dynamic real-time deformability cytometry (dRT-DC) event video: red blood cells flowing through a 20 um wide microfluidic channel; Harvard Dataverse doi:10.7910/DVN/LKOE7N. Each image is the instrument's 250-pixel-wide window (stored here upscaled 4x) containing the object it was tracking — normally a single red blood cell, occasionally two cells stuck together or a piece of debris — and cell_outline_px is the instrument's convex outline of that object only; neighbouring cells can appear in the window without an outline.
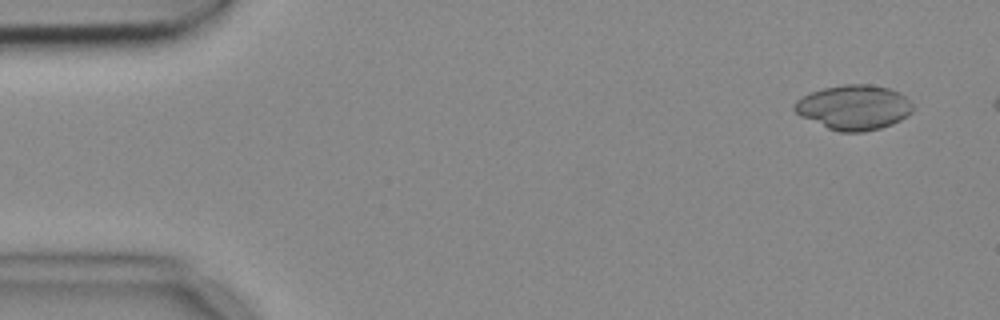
{"species": "common noctule bat (a hibernating species)", "species_latin": "Nyctalus noctula", "temperature_condition": "cold", "stored_images_in_passage": 5, "camera_frame_rate_fps": 3000, "um_per_image_px": 0.085, "animal": {"sex": "female", "body_mass_g": 18.4}, "frame": {"image": 1, "passage_image": 1, "time_ms": 0.0, "image_size_px": [1000, 320], "cell_outline_px": [[916, 108], [912, 112], [900, 120], [892, 124], [880, 128], [864, 132], [840, 132], [828, 128], [800, 116], [792, 108], [792, 104], [796, 100], [812, 92], [824, 88], [844, 84], [868, 84], [888, 88], [900, 92]], "centroid_in_image_um": [72.58, 9.13], "position_along_channel_um": 12.4, "area_um2": 30.92}}